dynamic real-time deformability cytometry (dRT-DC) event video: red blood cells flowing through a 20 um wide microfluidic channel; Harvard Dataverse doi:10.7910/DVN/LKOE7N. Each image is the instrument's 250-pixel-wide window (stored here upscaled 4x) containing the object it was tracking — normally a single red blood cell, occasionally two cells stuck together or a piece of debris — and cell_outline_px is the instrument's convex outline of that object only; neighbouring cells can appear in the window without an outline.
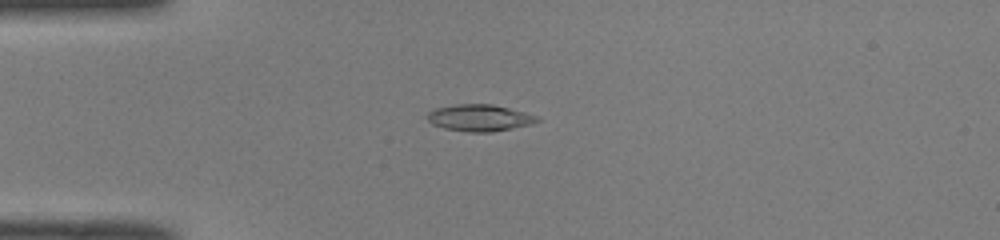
{"species": "common noctule bat (a hibernating species)", "species_latin": "Nyctalus noctula", "temperature_condition": "room temperature", "stored_images_in_passage": 50, "camera_frame_rate_fps": 3000, "um_per_image_px": 0.085, "animal": {"sex": "male", "body_mass_g": 19.0, "forearm_length_mm": 50.8}, "frame": {"image": 1, "passage_image": 13, "time_ms": 4.0, "image_size_px": [1000, 240], "cell_outline_px": [[540, 120], [532, 124], [492, 132], [468, 132], [444, 128], [432, 124], [428, 120], [428, 112], [436, 108], [456, 104], [492, 104], [524, 112], [536, 116]], "centroid_in_image_um": [40.75, 10.02], "position_along_channel_um": 44.3, "area_um2": 16.94}}
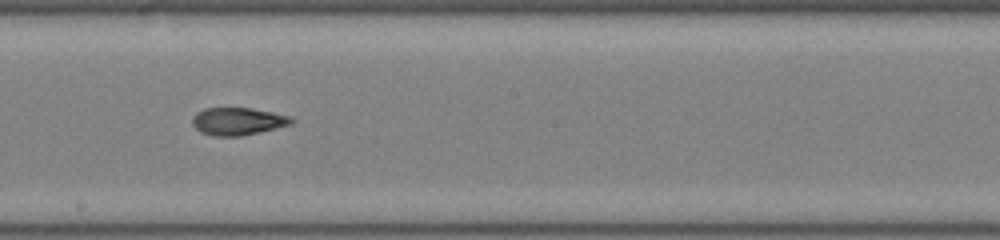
{"frame": {"image": 2, "passage_image": 28, "time_ms": 9.0, "image_size_px": [1000, 240], "cell_outline_px": [[296, 120], [292, 124], [240, 136], [212, 136], [200, 132], [192, 124], [192, 116], [196, 112], [204, 108], [252, 108], [272, 112], [288, 116]], "centroid_in_image_um": [20.17, 10.3], "position_along_channel_um": 228.0, "area_um2": 15.9}}
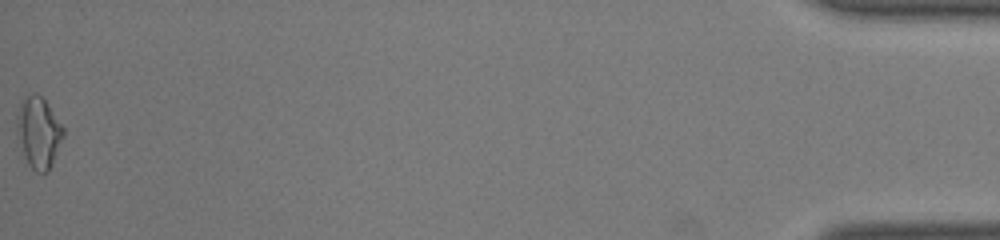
{"frame": {"image": 3, "passage_image": 50, "time_ms": 16.333, "image_size_px": [1000, 240], "cell_outline_px": [[64, 136], [48, 172], [36, 172], [28, 164], [16, 128], [16, 116], [20, 100], [32, 92], [36, 92], [44, 100], [64, 128]], "centroid_in_image_um": [3.27, 11.22], "position_along_channel_um": 431.9, "area_um2": 18.96}, "authors_computed_cell_mechanics": {"area_um2": 16.3285, "velocity_mm_per_s": 4.1152, "shape_relaxation_time_tau1_ms": null, "shape_relaxation_time_tau2_ms": 3.0461, "deformation_change_tau1": null, "deformation_change_tau2": 0.087}}